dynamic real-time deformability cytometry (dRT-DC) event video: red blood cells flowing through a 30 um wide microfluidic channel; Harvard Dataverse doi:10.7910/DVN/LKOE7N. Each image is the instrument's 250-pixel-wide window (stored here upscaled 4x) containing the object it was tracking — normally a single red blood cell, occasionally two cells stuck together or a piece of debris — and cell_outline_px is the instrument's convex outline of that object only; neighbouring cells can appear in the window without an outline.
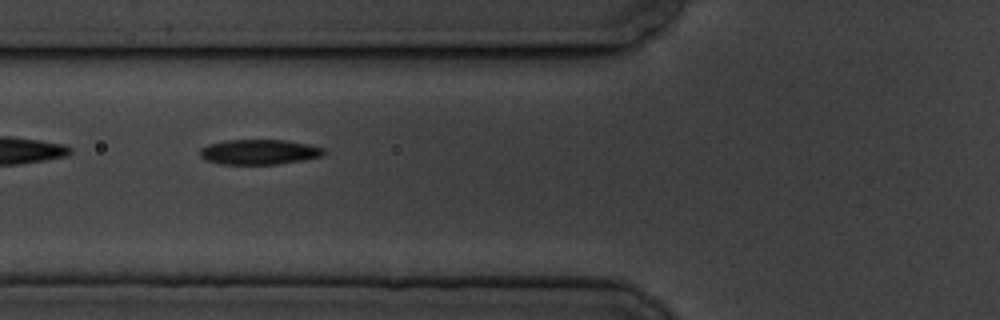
{"species": "common noctule bat (a hibernating species)", "species_latin": "Nyctalus noctula", "temperature_condition": "cold", "stored_images_in_passage": 9, "camera_frame_rate_fps": 3000, "um_per_image_px": 0.085, "animal": {"sex": "male", "body_mass_g": 19.5, "forearm_length_mm": 54.6}, "frame": {"image": 1, "passage_image": 6, "time_ms": 6.667, "image_size_px": [1000, 320], "cell_outline_px": [[328, 152], [324, 156], [304, 160], [276, 164], [220, 164], [204, 160], [200, 156], [200, 148], [208, 144], [224, 140], [284, 140], [308, 144], [324, 148]], "centroid_in_image_um": [22.04, 12.92], "position_along_channel_um": 103.8, "area_um2": 18.32}}
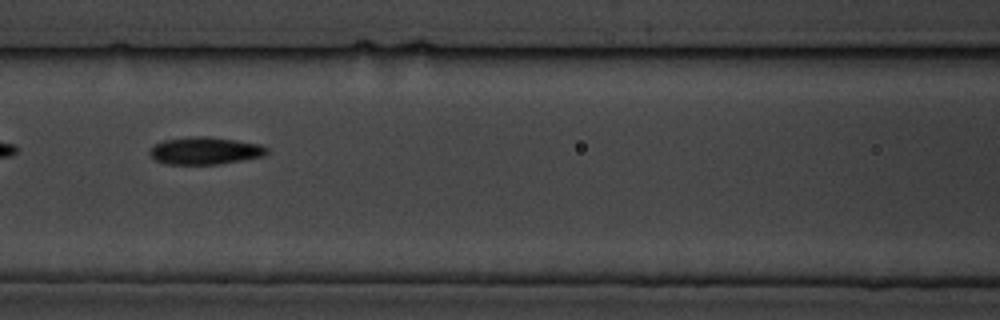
{"frame": {"image": 2, "passage_image": 7, "time_ms": 8.0, "image_size_px": [1000, 320], "cell_outline_px": [[268, 152], [264, 156], [220, 164], [164, 164], [156, 160], [148, 152], [152, 144], [164, 140], [192, 136], [208, 136], [236, 140], [260, 144], [268, 148]], "centroid_in_image_um": [17.41, 12.8], "position_along_channel_um": 149.2, "area_um2": 18.84}}
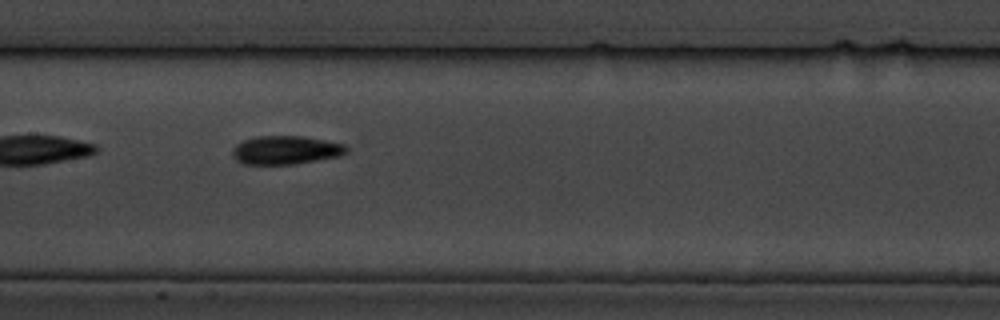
{"frame": {"image": 3, "passage_image": 8, "time_ms": 9.0, "image_size_px": [1000, 320], "cell_outline_px": [[348, 152], [340, 156], [296, 164], [244, 164], [236, 160], [232, 156], [232, 152], [236, 144], [244, 140], [256, 136], [300, 136], [324, 140], [344, 144], [348, 148]], "centroid_in_image_um": [24.29, 12.76], "position_along_channel_um": 183.1, "area_um2": 18.96}}